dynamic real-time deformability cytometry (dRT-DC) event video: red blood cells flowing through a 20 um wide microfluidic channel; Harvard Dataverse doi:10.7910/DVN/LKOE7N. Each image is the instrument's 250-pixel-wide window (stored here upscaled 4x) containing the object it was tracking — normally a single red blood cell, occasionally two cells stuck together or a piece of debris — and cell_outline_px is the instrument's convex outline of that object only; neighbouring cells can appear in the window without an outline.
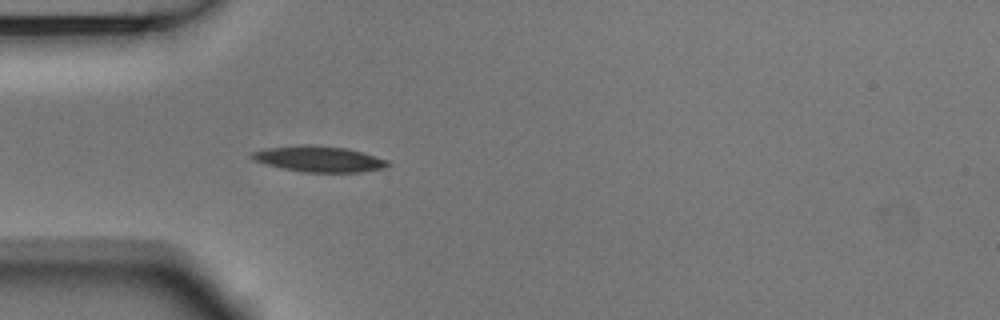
{"species": "Egyptian fruit bat (a non-hibernating species)", "species_latin": "Rousettus aegyptiacus", "temperature_condition": "room temperature", "stored_images_in_passage": 1, "camera_frame_rate_fps": 3000, "um_per_image_px": 0.085, "animal": {"sex": "male"}, "frame": {"image": 1, "passage_image": 1, "time_ms": 0.0, "image_size_px": [1000, 320], "cell_outline_px": [[392, 164], [384, 168], [360, 172], [300, 172], [252, 160], [248, 156], [248, 152], [264, 148], [300, 144], [312, 144], [344, 148], [360, 152], [388, 160]], "centroid_in_image_um": [27.04, 13.5], "position_along_channel_um": 58.0, "area_um2": 20.63}}